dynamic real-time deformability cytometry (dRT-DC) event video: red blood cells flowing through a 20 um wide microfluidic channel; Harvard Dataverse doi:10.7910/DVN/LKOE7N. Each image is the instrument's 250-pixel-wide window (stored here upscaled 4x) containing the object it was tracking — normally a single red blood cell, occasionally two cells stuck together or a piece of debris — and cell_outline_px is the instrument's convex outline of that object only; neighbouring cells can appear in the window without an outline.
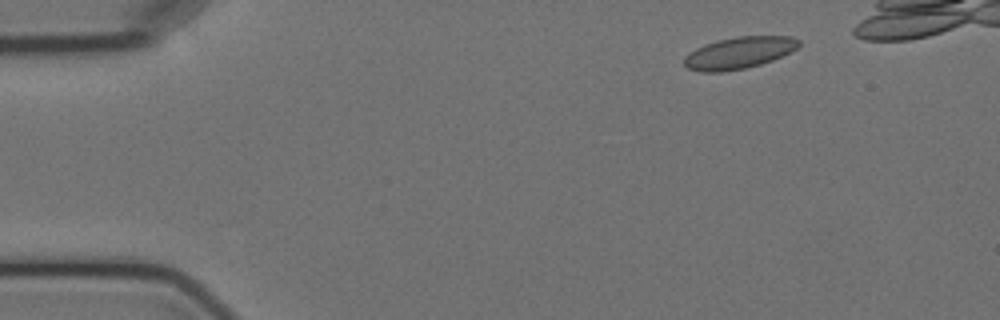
{"species": "Egyptian fruit bat (a non-hibernating species)", "species_latin": "Rousettus aegyptiacus", "temperature_condition": "cold", "stored_images_in_passage": 11, "segment_of_instrument_passage": [1, 2], "camera_frame_rate_fps": 3000, "um_per_image_px": 0.085, "animal": {"sex": "female"}, "frame": {"image": 1, "passage_image": 1, "time_ms": 0.0, "image_size_px": [1000, 320], "cell_outline_px": [[800, 44], [792, 52], [772, 60], [760, 64], [744, 68], [720, 72], [700, 72], [688, 68], [684, 64], [684, 56], [696, 48], [704, 44], [716, 40], [736, 36], [792, 36], [800, 40]], "centroid_in_image_um": [62.81, 4.48], "position_along_channel_um": 22.2, "area_um2": 21.33}}
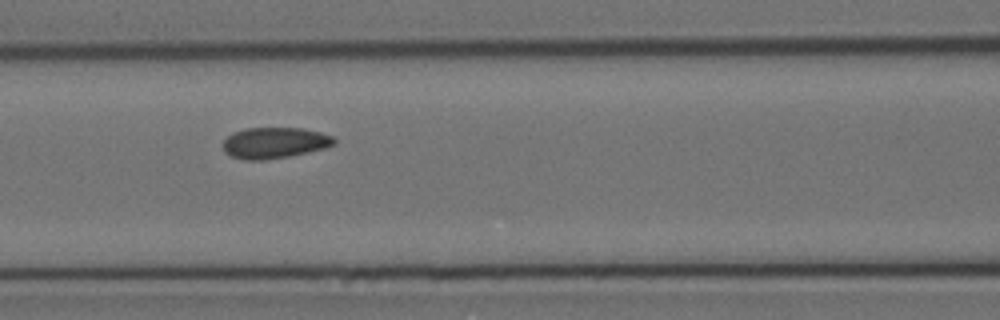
{"frame": {"image": 2, "passage_image": 6, "time_ms": 5.667, "image_size_px": [1000, 320], "cell_outline_px": [[336, 144], [324, 148], [288, 156], [264, 160], [244, 160], [232, 156], [224, 152], [224, 140], [232, 132], [244, 128], [304, 128], [320, 132], [332, 136], [336, 140]], "centroid_in_image_um": [23.33, 12.13], "position_along_channel_um": 143.3, "area_um2": 20.06}}
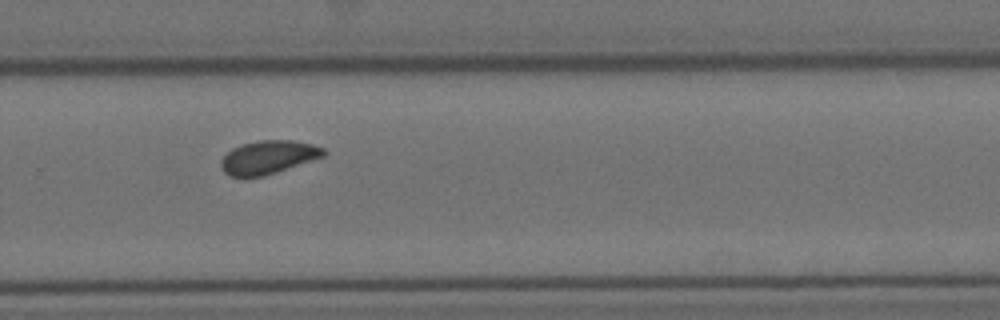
{"frame": {"image": 3, "passage_image": 10, "time_ms": 10.333, "image_size_px": [1000, 320], "cell_outline_px": [[328, 152], [324, 156], [264, 176], [228, 176], [220, 168], [220, 160], [232, 148], [244, 144], [260, 140], [292, 140], [312, 144], [324, 148]], "centroid_in_image_um": [22.8, 13.36], "position_along_channel_um": 307.0, "area_um2": 19.83}}